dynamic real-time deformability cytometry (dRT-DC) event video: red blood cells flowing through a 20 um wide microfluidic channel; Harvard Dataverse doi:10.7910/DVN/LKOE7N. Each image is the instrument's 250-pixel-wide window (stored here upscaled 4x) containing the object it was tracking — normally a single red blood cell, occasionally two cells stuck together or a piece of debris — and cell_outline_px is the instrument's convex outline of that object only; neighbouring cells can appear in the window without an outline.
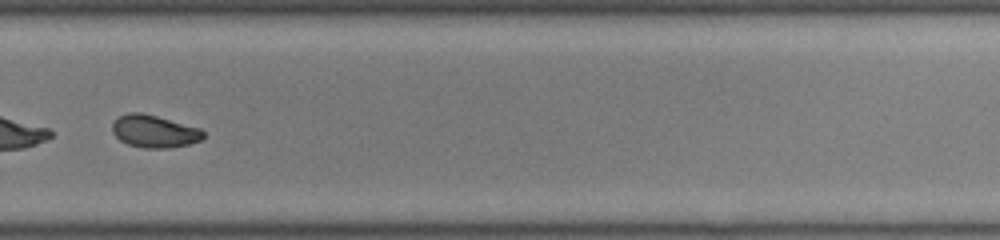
{"species": "common noctule bat (a hibernating species)", "species_latin": "Nyctalus noctula", "temperature_condition": "room temperature", "stored_images_in_passage": 50, "segment_of_instrument_passage": [2, 2], "camera_frame_rate_fps": 3000, "um_per_image_px": 0.085, "animal": {"sex": "male", "body_mass_g": 19.0, "forearm_length_mm": 50.8}, "frame": {"image": 1, "passage_image": 36, "time_ms": 11.667, "image_size_px": [1000, 240], "cell_outline_px": [[204, 136], [200, 140], [188, 144], [172, 148], [140, 148], [128, 144], [120, 140], [112, 132], [112, 124], [120, 116], [128, 112], [140, 112], [156, 116], [200, 128], [204, 132]], "centroid_in_image_um": [13.1, 11.17], "position_along_channel_um": 316.7, "area_um2": 17.17}}
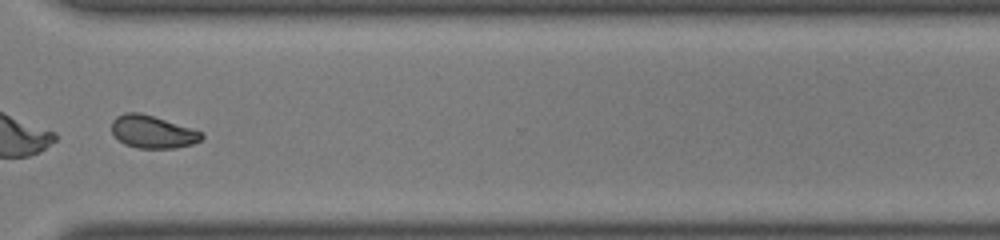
{"frame": {"image": 2, "passage_image": 39, "time_ms": 12.667, "image_size_px": [1000, 240], "cell_outline_px": [[204, 136], [200, 140], [192, 144], [176, 148], [136, 148], [124, 144], [112, 132], [112, 120], [116, 116], [124, 112], [140, 112], [192, 128], [204, 132]], "centroid_in_image_um": [12.97, 11.2], "position_along_channel_um": 357.6, "area_um2": 17.17}}